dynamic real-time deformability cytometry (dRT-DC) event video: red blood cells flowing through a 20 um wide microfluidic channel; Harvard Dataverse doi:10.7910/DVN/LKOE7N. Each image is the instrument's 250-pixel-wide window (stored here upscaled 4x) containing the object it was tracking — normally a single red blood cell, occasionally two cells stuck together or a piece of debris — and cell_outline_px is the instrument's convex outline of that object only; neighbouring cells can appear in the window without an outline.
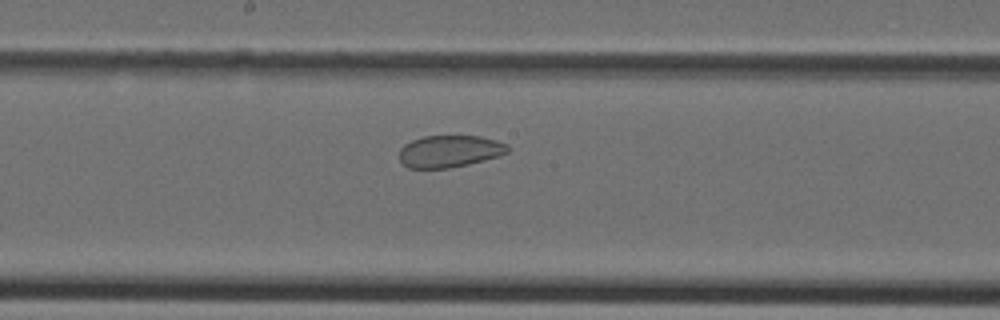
{"species": "Egyptian fruit bat (a non-hibernating species)", "species_latin": "Rousettus aegyptiacus", "temperature_condition": "cold", "stored_images_in_passage": 37, "camera_frame_rate_fps": 3000, "um_per_image_px": 0.085, "animal": {"sex": "female"}, "frame": {"image": 1, "passage_image": 19, "time_ms": 6.0, "image_size_px": [1000, 320], "cell_outline_px": [[508, 152], [500, 156], [468, 164], [448, 168], [408, 168], [400, 160], [400, 148], [404, 144], [412, 140], [424, 136], [480, 136], [496, 140], [508, 144]], "centroid_in_image_um": [38.22, 12.85], "position_along_channel_um": 210.0, "area_um2": 20.23}}
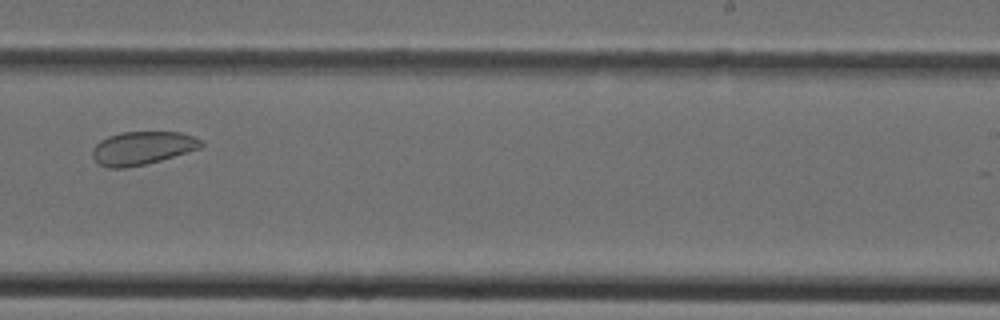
{"frame": {"image": 2, "passage_image": 23, "time_ms": 7.333, "image_size_px": [1000, 320], "cell_outline_px": [[204, 144], [200, 148], [188, 152], [160, 160], [144, 164], [124, 168], [108, 168], [100, 164], [92, 156], [92, 152], [96, 144], [100, 140], [108, 136], [124, 132], [180, 132], [204, 140]], "centroid_in_image_um": [12.12, 12.58], "position_along_channel_um": 276.9, "area_um2": 20.92}}
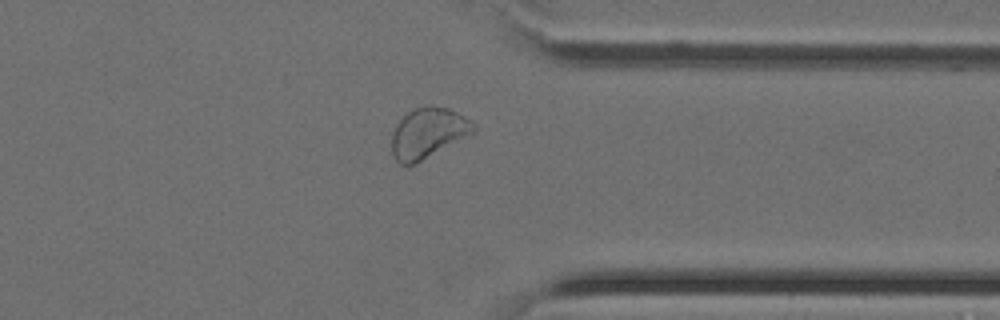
{"frame": {"image": 3, "passage_image": 29, "time_ms": 9.333, "image_size_px": [1000, 320], "cell_outline_px": [[476, 128], [472, 132], [420, 160], [412, 164], [400, 164], [396, 160], [392, 152], [392, 136], [396, 124], [412, 108], [448, 108], [464, 116], [476, 124]], "centroid_in_image_um": [36.34, 11.29], "position_along_channel_um": 375.1, "area_um2": 22.77}}